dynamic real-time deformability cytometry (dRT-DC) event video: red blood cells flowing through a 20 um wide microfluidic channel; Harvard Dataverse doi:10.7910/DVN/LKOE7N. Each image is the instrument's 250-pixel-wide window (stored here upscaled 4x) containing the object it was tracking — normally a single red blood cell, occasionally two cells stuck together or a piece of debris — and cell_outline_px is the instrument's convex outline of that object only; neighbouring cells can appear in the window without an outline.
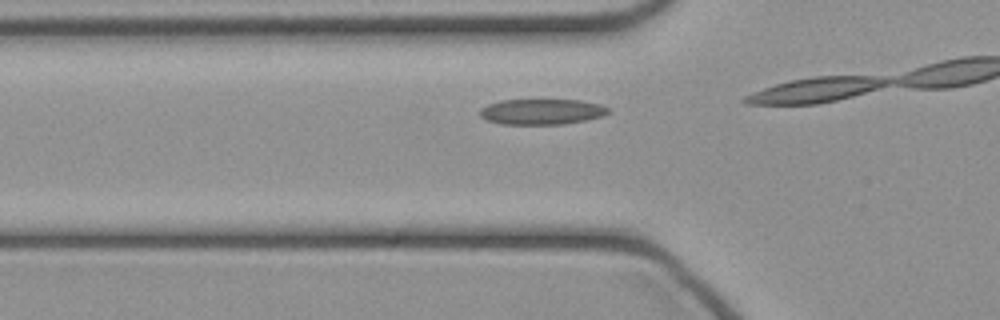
{"species": "common noctule bat (a hibernating species)", "species_latin": "Nyctalus noctula", "temperature_condition": "cold", "stored_images_in_passage": 8, "camera_frame_rate_fps": 3000, "um_per_image_px": 0.085, "animal": {"sex": "female", "body_mass_g": 21.9}, "frame": {"image": 1, "passage_image": 6, "time_ms": 1.667, "image_size_px": [1000, 320], "cell_outline_px": [[608, 112], [604, 116], [564, 124], [500, 124], [488, 120], [480, 116], [480, 108], [488, 104], [500, 100], [580, 100], [600, 104], [608, 108]], "centroid_in_image_um": [46.03, 9.49], "position_along_channel_um": 79.8, "area_um2": 19.07}}